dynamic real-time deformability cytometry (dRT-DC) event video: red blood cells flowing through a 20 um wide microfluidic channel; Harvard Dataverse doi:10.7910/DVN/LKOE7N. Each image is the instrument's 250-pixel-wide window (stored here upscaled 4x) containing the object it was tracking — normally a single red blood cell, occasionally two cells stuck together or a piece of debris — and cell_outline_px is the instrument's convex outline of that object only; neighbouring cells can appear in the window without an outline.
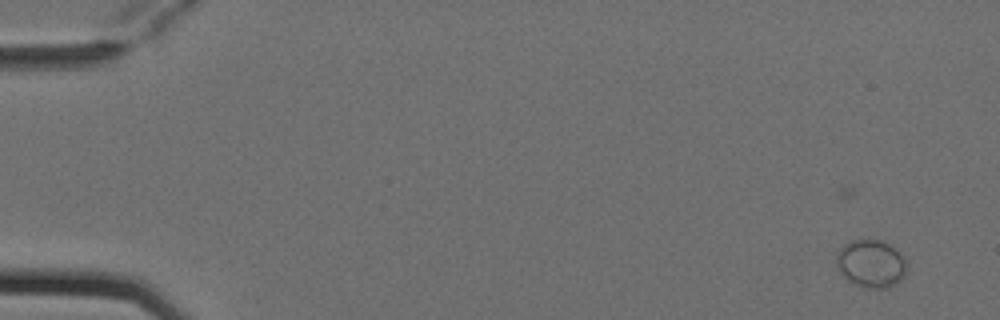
{"species": "Egyptian fruit bat (a non-hibernating species)", "species_latin": "Rousettus aegyptiacus", "temperature_condition": "cold", "stored_images_in_passage": 6, "camera_frame_rate_fps": 3000, "um_per_image_px": 0.085, "animal": {"sex": "female"}, "frame": {"image": 1, "passage_image": 3, "time_ms": 0.667, "image_size_px": [1000, 320], "cell_outline_px": [[904, 276], [896, 284], [888, 288], [864, 288], [848, 280], [840, 272], [836, 264], [836, 252], [844, 244], [852, 240], [884, 240], [892, 244], [904, 256]], "centroid_in_image_um": [74.02, 22.39], "position_along_channel_um": 11.0, "area_um2": 19.71}}